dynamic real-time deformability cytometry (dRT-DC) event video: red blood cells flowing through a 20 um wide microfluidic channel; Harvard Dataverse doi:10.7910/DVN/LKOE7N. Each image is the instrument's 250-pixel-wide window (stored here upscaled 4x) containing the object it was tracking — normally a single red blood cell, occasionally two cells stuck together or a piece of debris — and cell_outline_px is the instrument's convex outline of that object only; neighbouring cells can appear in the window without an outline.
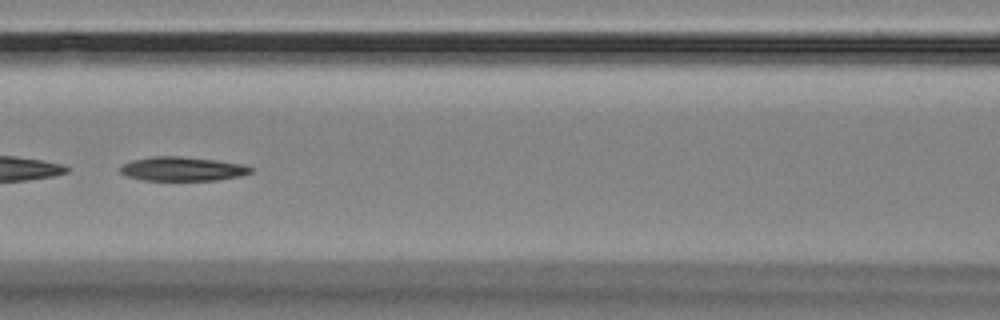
{"species": "Egyptian fruit bat (a non-hibernating species)", "species_latin": "Rousettus aegyptiacus", "temperature_condition": "room temperature", "stored_images_in_passage": 11, "camera_frame_rate_fps": 3000, "um_per_image_px": 0.085, "animal": {"sex": "female"}, "frame": {"image": 1, "passage_image": 7, "time_ms": 7.0, "image_size_px": [1000, 320], "cell_outline_px": [[252, 172], [240, 176], [216, 180], [144, 180], [128, 176], [120, 172], [120, 168], [124, 164], [132, 160], [152, 156], [180, 156], [216, 160], [244, 164], [252, 168]], "centroid_in_image_um": [15.52, 14.35], "position_along_channel_um": 151.1, "area_um2": 18.21}}